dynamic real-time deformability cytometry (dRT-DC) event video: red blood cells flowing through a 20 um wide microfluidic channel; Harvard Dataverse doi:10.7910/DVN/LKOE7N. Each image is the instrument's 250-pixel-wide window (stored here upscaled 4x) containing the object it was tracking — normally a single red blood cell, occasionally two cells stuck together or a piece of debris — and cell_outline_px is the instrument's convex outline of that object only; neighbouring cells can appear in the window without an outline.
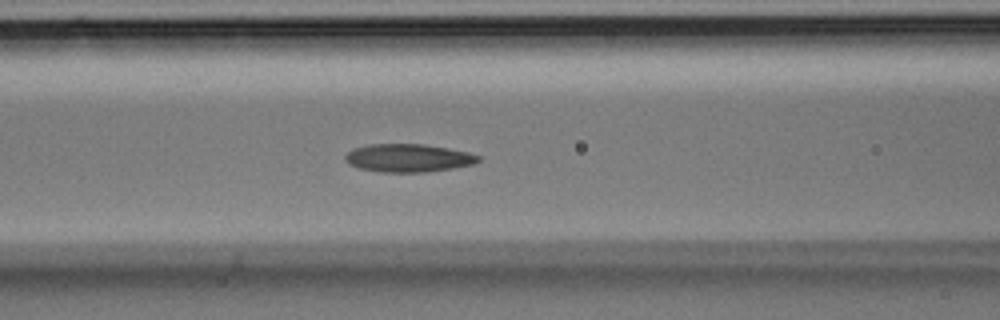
{"species": "Egyptian fruit bat (a non-hibernating species)", "species_latin": "Rousettus aegyptiacus", "temperature_condition": "room temperature", "stored_images_in_passage": 31, "camera_frame_rate_fps": 3000, "um_per_image_px": 0.085, "animal": {"sex": "male"}, "frame": {"image": 1, "passage_image": 12, "time_ms": 3.667, "image_size_px": [1000, 320], "cell_outline_px": [[480, 160], [476, 164], [452, 168], [424, 172], [384, 172], [360, 168], [348, 164], [344, 160], [344, 156], [352, 148], [368, 144], [424, 144], [448, 148], [468, 152], [480, 156]], "centroid_in_image_um": [34.69, 13.42], "position_along_channel_um": 131.9, "area_um2": 21.85}}
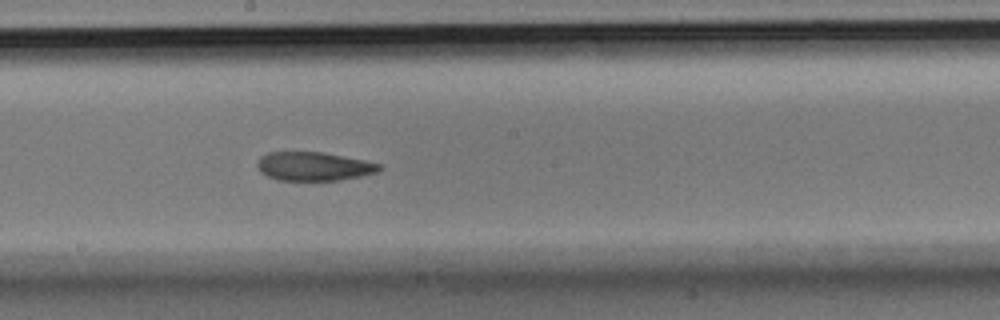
{"frame": {"image": 2, "passage_image": 17, "time_ms": 5.333, "image_size_px": [1000, 320], "cell_outline_px": [[384, 168], [376, 172], [360, 176], [340, 180], [280, 180], [268, 176], [260, 172], [256, 164], [260, 156], [268, 152], [320, 152], [364, 160], [380, 164]], "centroid_in_image_um": [26.65, 14.14], "position_along_channel_um": 221.5, "area_um2": 20.29}}
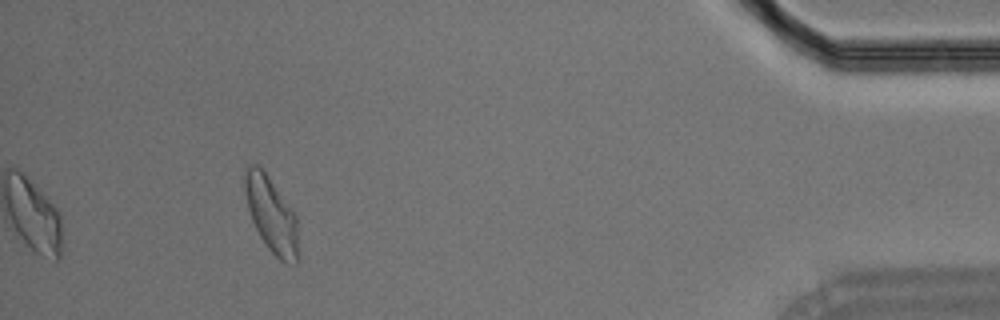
{"frame": {"image": 3, "passage_image": 31, "time_ms": 10.0, "image_size_px": [1000, 320], "cell_outline_px": [[296, 264], [280, 260], [268, 248], [260, 236], [252, 220], [248, 208], [244, 188], [244, 168], [248, 164], [256, 164], [268, 176], [296, 216]], "centroid_in_image_um": [23.01, 18.19], "position_along_channel_um": 412.2, "area_um2": 22.72}}